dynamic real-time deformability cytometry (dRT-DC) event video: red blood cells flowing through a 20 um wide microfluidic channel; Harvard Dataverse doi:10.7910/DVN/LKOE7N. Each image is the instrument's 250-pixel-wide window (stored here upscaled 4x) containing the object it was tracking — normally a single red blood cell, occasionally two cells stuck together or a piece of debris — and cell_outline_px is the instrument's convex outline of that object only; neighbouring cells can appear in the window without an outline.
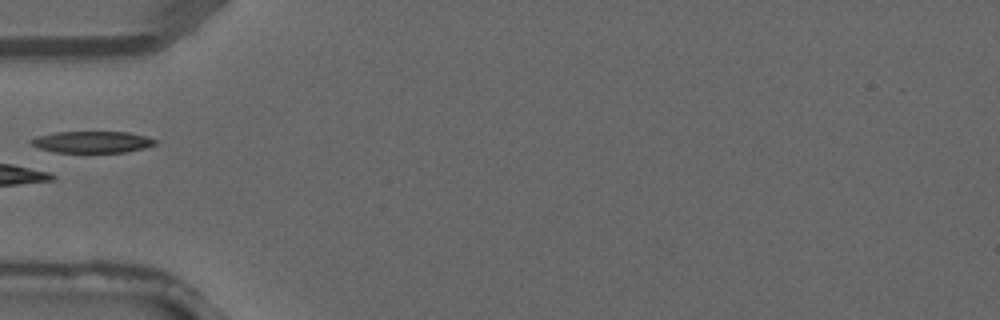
{"species": "common noctule bat (a hibernating species)", "species_latin": "Nyctalus noctula", "temperature_condition": "warm", "stored_images_in_passage": 1, "camera_frame_rate_fps": 3000, "um_per_image_px": 0.085, "animal": {"sex": "male", "forearm_length_mm": 52.5}, "frame": {"image": 1, "passage_image": 1, "time_ms": 0.0, "image_size_px": [1000, 320], "cell_outline_px": [[156, 144], [144, 148], [124, 152], [56, 152], [40, 148], [32, 144], [28, 140], [36, 136], [56, 132], [128, 132], [144, 136], [156, 140]], "centroid_in_image_um": [7.81, 12.06], "position_along_channel_um": 77.2, "area_um2": 15.43}}